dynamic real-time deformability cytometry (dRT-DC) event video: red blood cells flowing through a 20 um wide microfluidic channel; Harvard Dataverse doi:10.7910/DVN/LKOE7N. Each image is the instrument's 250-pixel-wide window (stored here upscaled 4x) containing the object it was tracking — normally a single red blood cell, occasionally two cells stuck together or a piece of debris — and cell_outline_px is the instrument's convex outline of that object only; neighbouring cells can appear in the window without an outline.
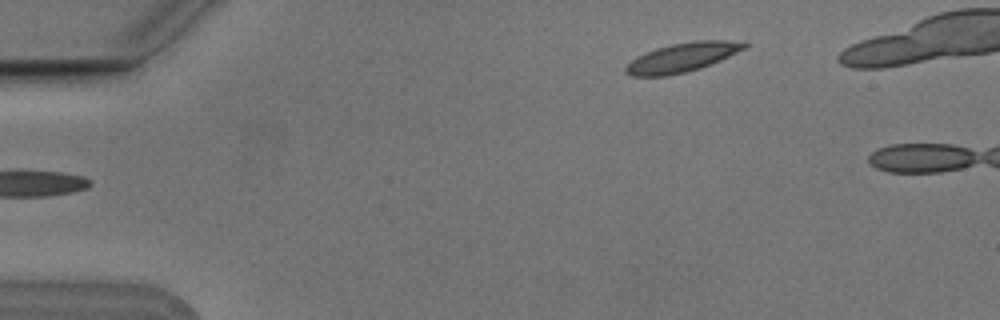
{"species": "Egyptian fruit bat (a non-hibernating species)", "species_latin": "Rousettus aegyptiacus", "temperature_condition": "cold", "stored_images_in_passage": 6, "camera_frame_rate_fps": 3000, "um_per_image_px": 0.085, "animal": {"sex": "male"}, "frame": {"image": 1, "passage_image": 6, "time_ms": 1.667, "image_size_px": [1000, 320], "cell_outline_px": [[748, 48], [720, 60], [700, 68], [668, 76], [632, 76], [624, 72], [624, 68], [636, 56], [656, 48], [672, 44], [696, 40], [724, 40], [748, 44]], "centroid_in_image_um": [57.97, 4.88], "position_along_channel_um": 27.0, "area_um2": 20.0}}